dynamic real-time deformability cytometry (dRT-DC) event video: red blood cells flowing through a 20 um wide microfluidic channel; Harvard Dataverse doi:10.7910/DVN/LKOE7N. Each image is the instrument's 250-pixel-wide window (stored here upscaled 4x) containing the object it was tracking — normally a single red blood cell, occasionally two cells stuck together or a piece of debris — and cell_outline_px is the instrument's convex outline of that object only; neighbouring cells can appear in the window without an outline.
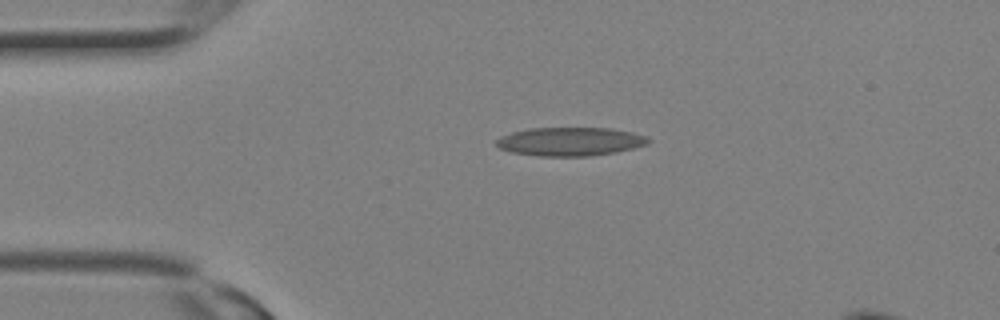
{"species": "Egyptian fruit bat (a non-hibernating species)", "species_latin": "Rousettus aegyptiacus", "temperature_condition": "room temperature", "stored_images_in_passage": 5, "camera_frame_rate_fps": 3000, "um_per_image_px": 0.085, "animal": {"sex": "female"}, "frame": {"image": 1, "passage_image": 1, "time_ms": 0.0, "image_size_px": [1000, 320], "cell_outline_px": [[652, 140], [648, 144], [616, 152], [588, 156], [536, 156], [512, 152], [500, 148], [496, 144], [496, 140], [500, 136], [512, 132], [528, 128], [612, 128], [632, 132], [648, 136]], "centroid_in_image_um": [48.48, 12.02], "position_along_channel_um": 36.5, "area_um2": 25.43}}
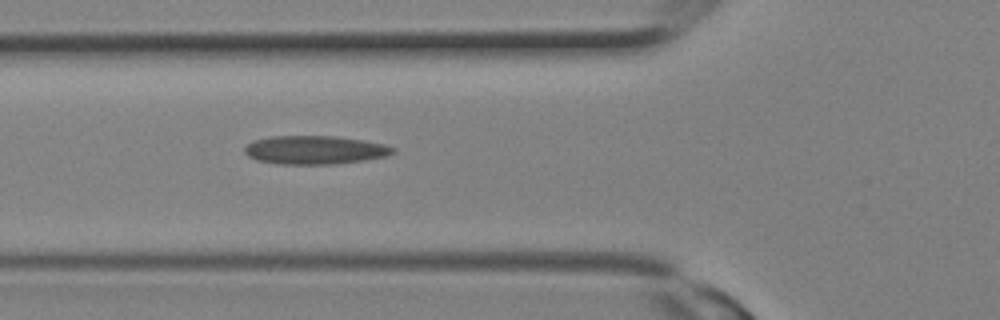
{"frame": {"image": 2, "passage_image": 5, "time_ms": 1.333, "image_size_px": [1000, 320], "cell_outline_px": [[396, 152], [384, 156], [364, 160], [332, 164], [276, 164], [256, 160], [248, 156], [244, 152], [244, 148], [252, 140], [272, 136], [332, 136], [364, 140], [384, 144], [396, 148]], "centroid_in_image_um": [26.73, 12.74], "position_along_channel_um": 99.1, "area_um2": 24.68}}